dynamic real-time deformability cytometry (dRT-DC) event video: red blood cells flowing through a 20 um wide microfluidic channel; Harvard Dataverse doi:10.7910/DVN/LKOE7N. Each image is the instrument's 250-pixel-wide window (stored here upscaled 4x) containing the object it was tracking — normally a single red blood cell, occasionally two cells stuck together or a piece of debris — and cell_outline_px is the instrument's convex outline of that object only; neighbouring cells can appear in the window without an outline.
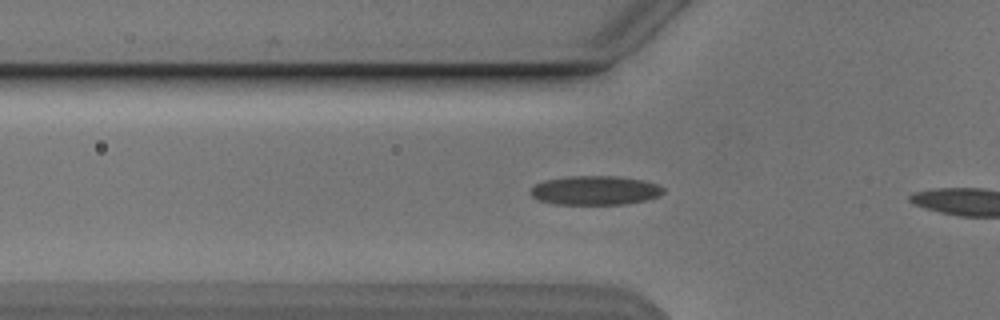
{"species": "Egyptian fruit bat (a non-hibernating species)", "species_latin": "Rousettus aegyptiacus", "temperature_condition": "cold", "stored_images_in_passage": 9, "camera_frame_rate_fps": 3000, "um_per_image_px": 0.085, "animal": {"sex": "male"}, "frame": {"image": 1, "passage_image": 7, "time_ms": 2.0, "image_size_px": [1000, 320], "cell_outline_px": [[664, 192], [660, 196], [648, 200], [628, 204], [552, 204], [536, 200], [528, 192], [536, 184], [544, 180], [568, 176], [616, 176], [644, 180], [656, 184], [664, 188]], "centroid_in_image_um": [50.58, 16.19], "position_along_channel_um": 75.2, "area_um2": 22.83}}